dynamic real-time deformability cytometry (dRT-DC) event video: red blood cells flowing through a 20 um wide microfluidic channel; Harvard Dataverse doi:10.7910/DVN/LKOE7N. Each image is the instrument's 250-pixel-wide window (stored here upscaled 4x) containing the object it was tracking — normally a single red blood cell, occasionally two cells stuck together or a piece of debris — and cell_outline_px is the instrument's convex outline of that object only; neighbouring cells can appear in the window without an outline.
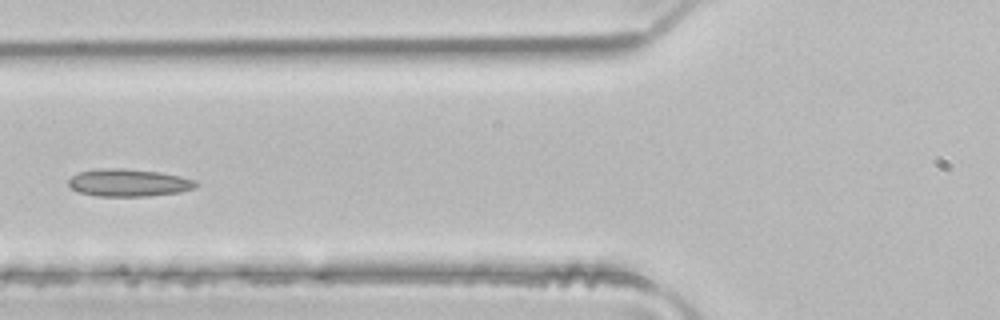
{"species": "common noctule bat (a hibernating species)", "species_latin": "Nyctalus noctula", "temperature_condition": "room temperature", "stored_images_in_passage": 5, "camera_frame_rate_fps": 3000, "um_per_image_px": 0.085, "animal": {"sex": "male", "body_mass_g": 21.5, "forearm_length_mm": 52.0}, "frame": {"image": 1, "passage_image": 5, "time_ms": 1.333, "image_size_px": [1000, 320], "cell_outline_px": [[200, 184], [196, 188], [180, 192], [148, 196], [96, 196], [80, 192], [72, 188], [68, 184], [68, 180], [72, 176], [80, 172], [100, 168], [124, 168], [160, 172], [180, 176], [196, 180]], "centroid_in_image_um": [10.98, 15.53], "position_along_channel_um": 114.8, "area_um2": 20.52}}